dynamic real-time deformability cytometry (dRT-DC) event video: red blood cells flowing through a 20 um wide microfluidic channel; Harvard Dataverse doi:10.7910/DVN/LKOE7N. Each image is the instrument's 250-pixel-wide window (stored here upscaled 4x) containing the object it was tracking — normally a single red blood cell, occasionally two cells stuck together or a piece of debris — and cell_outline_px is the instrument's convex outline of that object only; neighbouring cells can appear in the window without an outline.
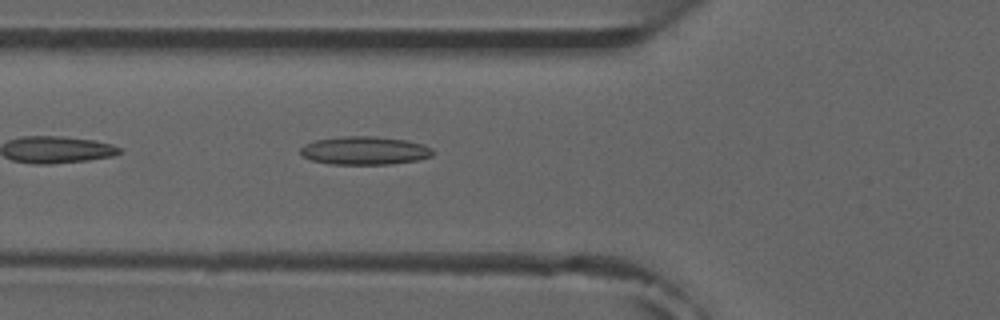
{"species": "common noctule bat (a hibernating species)", "species_latin": "Nyctalus noctula", "temperature_condition": "room temperature", "stored_images_in_passage": 4, "camera_frame_rate_fps": 3000, "um_per_image_px": 0.085, "animal": {"sex": "male", "forearm_length_mm": 52.5}, "frame": {"image": 1, "passage_image": 4, "time_ms": 3.333, "image_size_px": [1000, 320], "cell_outline_px": [[436, 152], [432, 156], [416, 160], [388, 164], [328, 164], [308, 160], [300, 152], [300, 148], [304, 144], [316, 140], [344, 136], [372, 136], [404, 140], [424, 144], [432, 148]], "centroid_in_image_um": [30.98, 12.8], "position_along_channel_um": 94.8, "area_um2": 21.85}}